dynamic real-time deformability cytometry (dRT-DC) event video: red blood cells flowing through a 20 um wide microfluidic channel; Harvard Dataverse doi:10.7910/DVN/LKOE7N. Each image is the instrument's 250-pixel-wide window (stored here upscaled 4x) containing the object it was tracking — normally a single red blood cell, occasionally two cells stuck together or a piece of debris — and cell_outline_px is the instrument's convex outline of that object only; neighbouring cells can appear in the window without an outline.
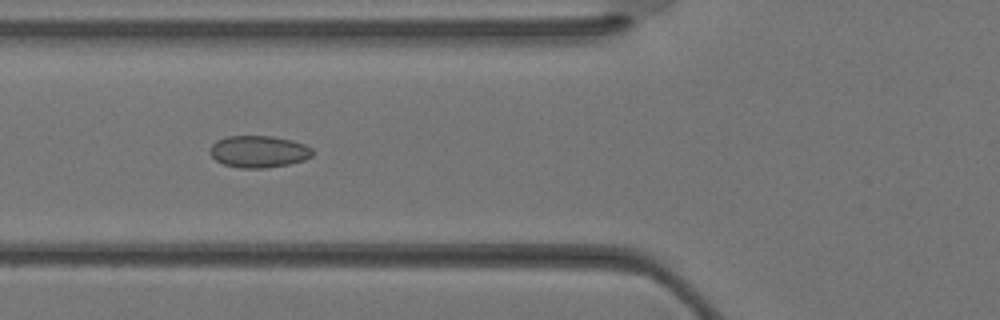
{"species": "Egyptian fruit bat (a non-hibernating species)", "species_latin": "Rousettus aegyptiacus", "temperature_condition": "warm", "stored_images_in_passage": 36, "camera_frame_rate_fps": 3000, "um_per_image_px": 0.085, "animal": {"sex": "female"}, "frame": {"image": 1, "passage_image": 13, "time_ms": 4.0, "image_size_px": [1000, 320], "cell_outline_px": [[312, 156], [304, 160], [288, 164], [264, 168], [240, 168], [224, 164], [216, 160], [208, 152], [212, 144], [216, 140], [228, 136], [272, 136], [292, 140], [304, 144], [312, 148]], "centroid_in_image_um": [21.97, 12.88], "position_along_channel_um": 103.8, "area_um2": 19.07}}
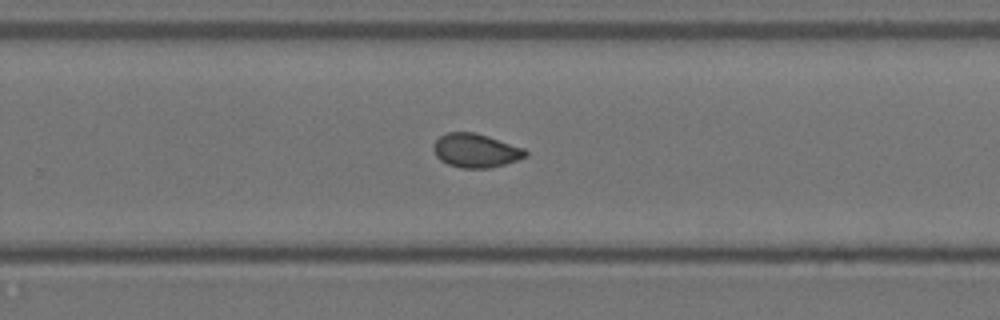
{"frame": {"image": 2, "passage_image": 23, "time_ms": 7.333, "image_size_px": [1000, 320], "cell_outline_px": [[528, 156], [504, 164], [488, 168], [460, 168], [448, 164], [440, 160], [436, 156], [432, 148], [436, 140], [440, 136], [448, 132], [476, 132], [524, 148], [528, 152]], "centroid_in_image_um": [40.43, 12.79], "position_along_channel_um": 289.4, "area_um2": 18.15}}
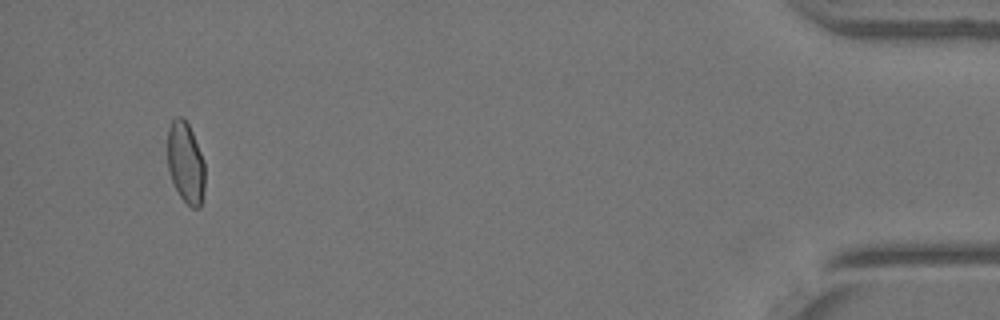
{"frame": {"image": 3, "passage_image": 34, "time_ms": 11.0, "image_size_px": [1000, 320], "cell_outline_px": [[204, 188], [200, 208], [192, 208], [180, 196], [172, 180], [168, 168], [168, 128], [172, 120], [176, 116], [184, 116], [192, 132], [204, 160]], "centroid_in_image_um": [15.78, 13.8], "position_along_channel_um": 419.4, "area_um2": 17.63}}